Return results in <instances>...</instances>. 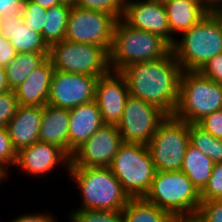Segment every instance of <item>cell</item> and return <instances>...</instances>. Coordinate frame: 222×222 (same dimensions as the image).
I'll return each mask as SVG.
<instances>
[{
    "label": "cell",
    "instance_id": "cell-1",
    "mask_svg": "<svg viewBox=\"0 0 222 222\" xmlns=\"http://www.w3.org/2000/svg\"><path fill=\"white\" fill-rule=\"evenodd\" d=\"M182 71L171 50L162 58L130 64L121 73L126 78L130 96L157 106L167 115H174Z\"/></svg>",
    "mask_w": 222,
    "mask_h": 222
},
{
    "label": "cell",
    "instance_id": "cell-2",
    "mask_svg": "<svg viewBox=\"0 0 222 222\" xmlns=\"http://www.w3.org/2000/svg\"><path fill=\"white\" fill-rule=\"evenodd\" d=\"M68 175L81 191L77 209L122 211L130 200L109 167H70Z\"/></svg>",
    "mask_w": 222,
    "mask_h": 222
},
{
    "label": "cell",
    "instance_id": "cell-3",
    "mask_svg": "<svg viewBox=\"0 0 222 222\" xmlns=\"http://www.w3.org/2000/svg\"><path fill=\"white\" fill-rule=\"evenodd\" d=\"M181 35L172 50L183 71H200L222 53V21L215 13H208Z\"/></svg>",
    "mask_w": 222,
    "mask_h": 222
},
{
    "label": "cell",
    "instance_id": "cell-4",
    "mask_svg": "<svg viewBox=\"0 0 222 222\" xmlns=\"http://www.w3.org/2000/svg\"><path fill=\"white\" fill-rule=\"evenodd\" d=\"M171 50L172 46L163 37L132 28L119 19L109 51L110 70L121 72L130 64L162 58Z\"/></svg>",
    "mask_w": 222,
    "mask_h": 222
},
{
    "label": "cell",
    "instance_id": "cell-5",
    "mask_svg": "<svg viewBox=\"0 0 222 222\" xmlns=\"http://www.w3.org/2000/svg\"><path fill=\"white\" fill-rule=\"evenodd\" d=\"M144 198L176 219H194L202 202L201 192L182 171H156Z\"/></svg>",
    "mask_w": 222,
    "mask_h": 222
},
{
    "label": "cell",
    "instance_id": "cell-6",
    "mask_svg": "<svg viewBox=\"0 0 222 222\" xmlns=\"http://www.w3.org/2000/svg\"><path fill=\"white\" fill-rule=\"evenodd\" d=\"M222 109V84L200 71H182L179 100L174 116L187 123H197L206 115Z\"/></svg>",
    "mask_w": 222,
    "mask_h": 222
},
{
    "label": "cell",
    "instance_id": "cell-7",
    "mask_svg": "<svg viewBox=\"0 0 222 222\" xmlns=\"http://www.w3.org/2000/svg\"><path fill=\"white\" fill-rule=\"evenodd\" d=\"M129 198H144L156 169L146 145L122 143L109 166Z\"/></svg>",
    "mask_w": 222,
    "mask_h": 222
},
{
    "label": "cell",
    "instance_id": "cell-8",
    "mask_svg": "<svg viewBox=\"0 0 222 222\" xmlns=\"http://www.w3.org/2000/svg\"><path fill=\"white\" fill-rule=\"evenodd\" d=\"M48 58L53 68L61 72L100 77L110 71L109 52L98 45L64 39L49 47Z\"/></svg>",
    "mask_w": 222,
    "mask_h": 222
},
{
    "label": "cell",
    "instance_id": "cell-9",
    "mask_svg": "<svg viewBox=\"0 0 222 222\" xmlns=\"http://www.w3.org/2000/svg\"><path fill=\"white\" fill-rule=\"evenodd\" d=\"M189 144L188 123L167 115L147 145L156 171H181Z\"/></svg>",
    "mask_w": 222,
    "mask_h": 222
},
{
    "label": "cell",
    "instance_id": "cell-10",
    "mask_svg": "<svg viewBox=\"0 0 222 222\" xmlns=\"http://www.w3.org/2000/svg\"><path fill=\"white\" fill-rule=\"evenodd\" d=\"M117 21L108 13L72 6L65 39L76 43L98 45L109 52Z\"/></svg>",
    "mask_w": 222,
    "mask_h": 222
},
{
    "label": "cell",
    "instance_id": "cell-11",
    "mask_svg": "<svg viewBox=\"0 0 222 222\" xmlns=\"http://www.w3.org/2000/svg\"><path fill=\"white\" fill-rule=\"evenodd\" d=\"M166 117L157 106L129 95L117 128L124 143L147 146Z\"/></svg>",
    "mask_w": 222,
    "mask_h": 222
},
{
    "label": "cell",
    "instance_id": "cell-12",
    "mask_svg": "<svg viewBox=\"0 0 222 222\" xmlns=\"http://www.w3.org/2000/svg\"><path fill=\"white\" fill-rule=\"evenodd\" d=\"M98 78L55 70L47 104L57 108L71 109L95 100Z\"/></svg>",
    "mask_w": 222,
    "mask_h": 222
},
{
    "label": "cell",
    "instance_id": "cell-13",
    "mask_svg": "<svg viewBox=\"0 0 222 222\" xmlns=\"http://www.w3.org/2000/svg\"><path fill=\"white\" fill-rule=\"evenodd\" d=\"M122 143L117 125L104 124L73 152L70 167H109Z\"/></svg>",
    "mask_w": 222,
    "mask_h": 222
},
{
    "label": "cell",
    "instance_id": "cell-14",
    "mask_svg": "<svg viewBox=\"0 0 222 222\" xmlns=\"http://www.w3.org/2000/svg\"><path fill=\"white\" fill-rule=\"evenodd\" d=\"M71 156L55 144L41 141L34 142L31 146L20 148L16 152L15 167L24 173L41 178L55 168H65L69 172ZM57 166V167H56Z\"/></svg>",
    "mask_w": 222,
    "mask_h": 222
},
{
    "label": "cell",
    "instance_id": "cell-15",
    "mask_svg": "<svg viewBox=\"0 0 222 222\" xmlns=\"http://www.w3.org/2000/svg\"><path fill=\"white\" fill-rule=\"evenodd\" d=\"M129 95L126 78L121 72L110 70L98 78L95 101L104 124L117 125L120 122Z\"/></svg>",
    "mask_w": 222,
    "mask_h": 222
},
{
    "label": "cell",
    "instance_id": "cell-16",
    "mask_svg": "<svg viewBox=\"0 0 222 222\" xmlns=\"http://www.w3.org/2000/svg\"><path fill=\"white\" fill-rule=\"evenodd\" d=\"M122 20L132 28L159 35L170 44V27L163 2L127 1Z\"/></svg>",
    "mask_w": 222,
    "mask_h": 222
},
{
    "label": "cell",
    "instance_id": "cell-17",
    "mask_svg": "<svg viewBox=\"0 0 222 222\" xmlns=\"http://www.w3.org/2000/svg\"><path fill=\"white\" fill-rule=\"evenodd\" d=\"M69 155L85 143L104 125L101 112L95 100L69 109Z\"/></svg>",
    "mask_w": 222,
    "mask_h": 222
},
{
    "label": "cell",
    "instance_id": "cell-18",
    "mask_svg": "<svg viewBox=\"0 0 222 222\" xmlns=\"http://www.w3.org/2000/svg\"><path fill=\"white\" fill-rule=\"evenodd\" d=\"M43 107L19 105L6 128L16 150L39 141Z\"/></svg>",
    "mask_w": 222,
    "mask_h": 222
},
{
    "label": "cell",
    "instance_id": "cell-19",
    "mask_svg": "<svg viewBox=\"0 0 222 222\" xmlns=\"http://www.w3.org/2000/svg\"><path fill=\"white\" fill-rule=\"evenodd\" d=\"M54 71L52 61L47 58L14 90L19 105L45 106Z\"/></svg>",
    "mask_w": 222,
    "mask_h": 222
},
{
    "label": "cell",
    "instance_id": "cell-20",
    "mask_svg": "<svg viewBox=\"0 0 222 222\" xmlns=\"http://www.w3.org/2000/svg\"><path fill=\"white\" fill-rule=\"evenodd\" d=\"M170 27V45L178 34L189 30L208 15L201 0H166L164 2Z\"/></svg>",
    "mask_w": 222,
    "mask_h": 222
},
{
    "label": "cell",
    "instance_id": "cell-21",
    "mask_svg": "<svg viewBox=\"0 0 222 222\" xmlns=\"http://www.w3.org/2000/svg\"><path fill=\"white\" fill-rule=\"evenodd\" d=\"M0 35L9 40L17 53H49V47L41 34L28 28L22 21V15L1 18Z\"/></svg>",
    "mask_w": 222,
    "mask_h": 222
},
{
    "label": "cell",
    "instance_id": "cell-22",
    "mask_svg": "<svg viewBox=\"0 0 222 222\" xmlns=\"http://www.w3.org/2000/svg\"><path fill=\"white\" fill-rule=\"evenodd\" d=\"M69 109L46 104L39 130V141L59 146L69 154Z\"/></svg>",
    "mask_w": 222,
    "mask_h": 222
},
{
    "label": "cell",
    "instance_id": "cell-23",
    "mask_svg": "<svg viewBox=\"0 0 222 222\" xmlns=\"http://www.w3.org/2000/svg\"><path fill=\"white\" fill-rule=\"evenodd\" d=\"M214 162L198 148L189 144L183 159L181 171L201 192L211 176Z\"/></svg>",
    "mask_w": 222,
    "mask_h": 222
},
{
    "label": "cell",
    "instance_id": "cell-24",
    "mask_svg": "<svg viewBox=\"0 0 222 222\" xmlns=\"http://www.w3.org/2000/svg\"><path fill=\"white\" fill-rule=\"evenodd\" d=\"M123 222H175L168 211L160 209L145 198H130L122 210Z\"/></svg>",
    "mask_w": 222,
    "mask_h": 222
},
{
    "label": "cell",
    "instance_id": "cell-25",
    "mask_svg": "<svg viewBox=\"0 0 222 222\" xmlns=\"http://www.w3.org/2000/svg\"><path fill=\"white\" fill-rule=\"evenodd\" d=\"M48 55L49 53L38 52L17 53L5 67L9 89L15 90L48 58Z\"/></svg>",
    "mask_w": 222,
    "mask_h": 222
},
{
    "label": "cell",
    "instance_id": "cell-26",
    "mask_svg": "<svg viewBox=\"0 0 222 222\" xmlns=\"http://www.w3.org/2000/svg\"><path fill=\"white\" fill-rule=\"evenodd\" d=\"M71 7L61 3L47 9V17L42 29V39L48 47L65 39Z\"/></svg>",
    "mask_w": 222,
    "mask_h": 222
},
{
    "label": "cell",
    "instance_id": "cell-27",
    "mask_svg": "<svg viewBox=\"0 0 222 222\" xmlns=\"http://www.w3.org/2000/svg\"><path fill=\"white\" fill-rule=\"evenodd\" d=\"M69 222H123L122 211L76 209L67 215Z\"/></svg>",
    "mask_w": 222,
    "mask_h": 222
},
{
    "label": "cell",
    "instance_id": "cell-28",
    "mask_svg": "<svg viewBox=\"0 0 222 222\" xmlns=\"http://www.w3.org/2000/svg\"><path fill=\"white\" fill-rule=\"evenodd\" d=\"M47 9L31 0H25L22 11V21L31 30L41 34L45 24Z\"/></svg>",
    "mask_w": 222,
    "mask_h": 222
},
{
    "label": "cell",
    "instance_id": "cell-29",
    "mask_svg": "<svg viewBox=\"0 0 222 222\" xmlns=\"http://www.w3.org/2000/svg\"><path fill=\"white\" fill-rule=\"evenodd\" d=\"M76 6L86 10H94L113 15L117 20L122 19L124 0H77Z\"/></svg>",
    "mask_w": 222,
    "mask_h": 222
},
{
    "label": "cell",
    "instance_id": "cell-30",
    "mask_svg": "<svg viewBox=\"0 0 222 222\" xmlns=\"http://www.w3.org/2000/svg\"><path fill=\"white\" fill-rule=\"evenodd\" d=\"M17 150L14 148L6 127L0 128V172L9 179V168L14 166ZM11 165V166H10Z\"/></svg>",
    "mask_w": 222,
    "mask_h": 222
},
{
    "label": "cell",
    "instance_id": "cell-31",
    "mask_svg": "<svg viewBox=\"0 0 222 222\" xmlns=\"http://www.w3.org/2000/svg\"><path fill=\"white\" fill-rule=\"evenodd\" d=\"M222 199V162L215 163L209 181L201 191V200Z\"/></svg>",
    "mask_w": 222,
    "mask_h": 222
},
{
    "label": "cell",
    "instance_id": "cell-32",
    "mask_svg": "<svg viewBox=\"0 0 222 222\" xmlns=\"http://www.w3.org/2000/svg\"><path fill=\"white\" fill-rule=\"evenodd\" d=\"M194 219L196 222H222V199L202 201Z\"/></svg>",
    "mask_w": 222,
    "mask_h": 222
},
{
    "label": "cell",
    "instance_id": "cell-33",
    "mask_svg": "<svg viewBox=\"0 0 222 222\" xmlns=\"http://www.w3.org/2000/svg\"><path fill=\"white\" fill-rule=\"evenodd\" d=\"M19 103L14 90L0 94V128L6 127L17 112Z\"/></svg>",
    "mask_w": 222,
    "mask_h": 222
},
{
    "label": "cell",
    "instance_id": "cell-34",
    "mask_svg": "<svg viewBox=\"0 0 222 222\" xmlns=\"http://www.w3.org/2000/svg\"><path fill=\"white\" fill-rule=\"evenodd\" d=\"M190 144L210 158L211 134L197 123H188Z\"/></svg>",
    "mask_w": 222,
    "mask_h": 222
},
{
    "label": "cell",
    "instance_id": "cell-35",
    "mask_svg": "<svg viewBox=\"0 0 222 222\" xmlns=\"http://www.w3.org/2000/svg\"><path fill=\"white\" fill-rule=\"evenodd\" d=\"M197 124L212 136L222 139V109L206 115Z\"/></svg>",
    "mask_w": 222,
    "mask_h": 222
},
{
    "label": "cell",
    "instance_id": "cell-36",
    "mask_svg": "<svg viewBox=\"0 0 222 222\" xmlns=\"http://www.w3.org/2000/svg\"><path fill=\"white\" fill-rule=\"evenodd\" d=\"M200 72L212 81L222 84V53L210 59Z\"/></svg>",
    "mask_w": 222,
    "mask_h": 222
},
{
    "label": "cell",
    "instance_id": "cell-37",
    "mask_svg": "<svg viewBox=\"0 0 222 222\" xmlns=\"http://www.w3.org/2000/svg\"><path fill=\"white\" fill-rule=\"evenodd\" d=\"M53 214L51 213H47V212H43L42 213L39 211L36 212H32V213H24L23 215H19L17 218L15 217L13 220L9 221V222H58L59 220L56 219L55 216H52Z\"/></svg>",
    "mask_w": 222,
    "mask_h": 222
},
{
    "label": "cell",
    "instance_id": "cell-38",
    "mask_svg": "<svg viewBox=\"0 0 222 222\" xmlns=\"http://www.w3.org/2000/svg\"><path fill=\"white\" fill-rule=\"evenodd\" d=\"M25 0H0V17L22 15Z\"/></svg>",
    "mask_w": 222,
    "mask_h": 222
},
{
    "label": "cell",
    "instance_id": "cell-39",
    "mask_svg": "<svg viewBox=\"0 0 222 222\" xmlns=\"http://www.w3.org/2000/svg\"><path fill=\"white\" fill-rule=\"evenodd\" d=\"M16 54L17 52L10 41L0 35V66L6 67L14 59Z\"/></svg>",
    "mask_w": 222,
    "mask_h": 222
},
{
    "label": "cell",
    "instance_id": "cell-40",
    "mask_svg": "<svg viewBox=\"0 0 222 222\" xmlns=\"http://www.w3.org/2000/svg\"><path fill=\"white\" fill-rule=\"evenodd\" d=\"M210 159L214 163L222 162V139L211 135Z\"/></svg>",
    "mask_w": 222,
    "mask_h": 222
},
{
    "label": "cell",
    "instance_id": "cell-41",
    "mask_svg": "<svg viewBox=\"0 0 222 222\" xmlns=\"http://www.w3.org/2000/svg\"><path fill=\"white\" fill-rule=\"evenodd\" d=\"M201 2L209 13H215L222 7V0H201Z\"/></svg>",
    "mask_w": 222,
    "mask_h": 222
},
{
    "label": "cell",
    "instance_id": "cell-42",
    "mask_svg": "<svg viewBox=\"0 0 222 222\" xmlns=\"http://www.w3.org/2000/svg\"><path fill=\"white\" fill-rule=\"evenodd\" d=\"M10 90L7 82L6 69L4 66H0V94Z\"/></svg>",
    "mask_w": 222,
    "mask_h": 222
},
{
    "label": "cell",
    "instance_id": "cell-43",
    "mask_svg": "<svg viewBox=\"0 0 222 222\" xmlns=\"http://www.w3.org/2000/svg\"><path fill=\"white\" fill-rule=\"evenodd\" d=\"M31 1L38 3L40 6L46 9L61 4L60 0H31Z\"/></svg>",
    "mask_w": 222,
    "mask_h": 222
},
{
    "label": "cell",
    "instance_id": "cell-44",
    "mask_svg": "<svg viewBox=\"0 0 222 222\" xmlns=\"http://www.w3.org/2000/svg\"><path fill=\"white\" fill-rule=\"evenodd\" d=\"M60 2L70 6H76L77 0H60Z\"/></svg>",
    "mask_w": 222,
    "mask_h": 222
},
{
    "label": "cell",
    "instance_id": "cell-45",
    "mask_svg": "<svg viewBox=\"0 0 222 222\" xmlns=\"http://www.w3.org/2000/svg\"><path fill=\"white\" fill-rule=\"evenodd\" d=\"M175 222H196L195 219H177Z\"/></svg>",
    "mask_w": 222,
    "mask_h": 222
},
{
    "label": "cell",
    "instance_id": "cell-46",
    "mask_svg": "<svg viewBox=\"0 0 222 222\" xmlns=\"http://www.w3.org/2000/svg\"><path fill=\"white\" fill-rule=\"evenodd\" d=\"M215 14L221 19L222 21V7L217 11L215 12Z\"/></svg>",
    "mask_w": 222,
    "mask_h": 222
},
{
    "label": "cell",
    "instance_id": "cell-47",
    "mask_svg": "<svg viewBox=\"0 0 222 222\" xmlns=\"http://www.w3.org/2000/svg\"><path fill=\"white\" fill-rule=\"evenodd\" d=\"M5 181V176L0 172V183Z\"/></svg>",
    "mask_w": 222,
    "mask_h": 222
},
{
    "label": "cell",
    "instance_id": "cell-48",
    "mask_svg": "<svg viewBox=\"0 0 222 222\" xmlns=\"http://www.w3.org/2000/svg\"><path fill=\"white\" fill-rule=\"evenodd\" d=\"M148 1H155V2H165L166 0H148Z\"/></svg>",
    "mask_w": 222,
    "mask_h": 222
}]
</instances>
